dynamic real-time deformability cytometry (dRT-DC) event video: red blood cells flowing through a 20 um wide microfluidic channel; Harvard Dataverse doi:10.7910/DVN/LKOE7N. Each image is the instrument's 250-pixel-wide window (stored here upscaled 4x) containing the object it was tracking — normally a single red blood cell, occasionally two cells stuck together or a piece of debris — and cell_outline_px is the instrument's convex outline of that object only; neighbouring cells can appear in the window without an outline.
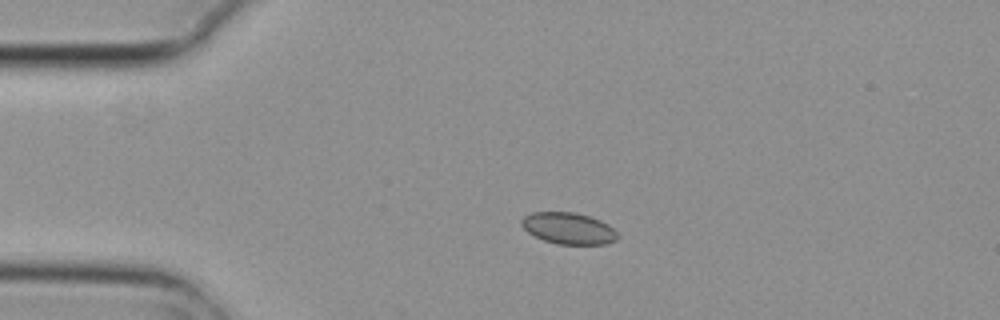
{"species": "common noctule bat (a hibernating species)", "species_latin": "Nyctalus noctula", "temperature_condition": "cold", "stored_images_in_passage": 5, "camera_frame_rate_fps": 3000, "um_per_image_px": 0.085, "animal": {"sex": "female", "body_mass_g": 29.2, "forearm_length_mm": 56.3}, "frame": {"image": 1, "passage_image": 3, "time_ms": 0.667, "image_size_px": [1000, 320], "cell_outline_px": [[620, 236], [616, 240], [608, 244], [556, 244], [544, 240], [528, 232], [520, 224], [520, 220], [524, 216], [532, 212], [576, 212], [600, 220], [608, 224]], "centroid_in_image_um": [48.33, 19.41], "position_along_channel_um": 36.7, "area_um2": 17.69}}
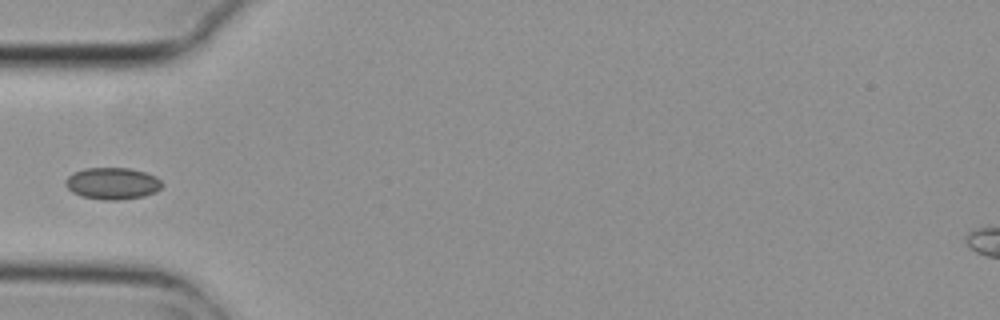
{"frame": {"image": 2, "passage_image": 5, "time_ms": 1.333, "image_size_px": [1000, 320], "cell_outline_px": [[164, 184], [156, 192], [144, 196], [120, 200], [104, 200], [80, 196], [72, 192], [64, 184], [64, 180], [72, 172], [84, 168], [128, 168], [144, 172], [156, 176]], "centroid_in_image_um": [9.53, 15.59], "position_along_channel_um": 75.5, "area_um2": 18.09}}